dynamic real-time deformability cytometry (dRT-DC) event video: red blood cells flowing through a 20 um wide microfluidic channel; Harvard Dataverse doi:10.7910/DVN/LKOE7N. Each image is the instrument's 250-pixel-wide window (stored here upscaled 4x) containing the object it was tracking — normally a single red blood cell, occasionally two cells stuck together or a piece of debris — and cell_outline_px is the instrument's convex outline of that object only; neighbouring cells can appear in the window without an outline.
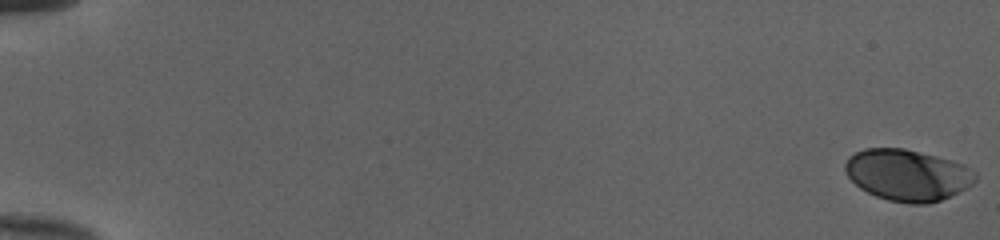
{"species": "human", "species_latin": "Homo sapiens", "temperature_condition": "cold", "stored_images_in_passage": 53, "camera_frame_rate_fps": 3000, "um_per_image_px": 0.085, "donor": {"sex": "female"}, "frame": {"image": 1, "passage_image": 1, "time_ms": 0.0, "image_size_px": [1000, 240], "cell_outline_px": [[976, 180], [972, 184], [940, 200], [924, 204], [912, 204], [888, 200], [876, 196], [860, 188], [848, 176], [844, 168], [844, 164], [848, 156], [864, 148], [904, 148], [952, 160], [964, 164], [976, 172]], "centroid_in_image_um": [77.12, 14.86], "position_along_channel_um": 7.9, "area_um2": 38.84}}
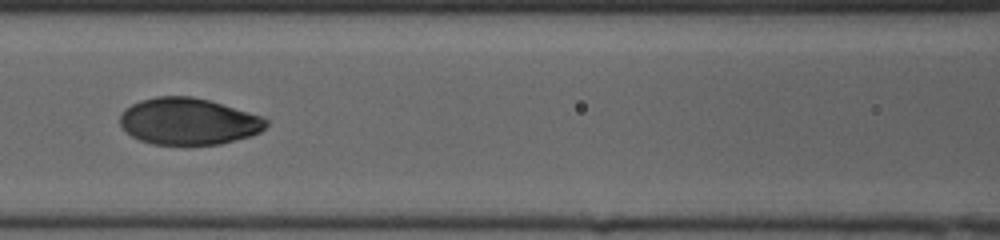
{"frame": {"image": 2, "passage_image": 26, "time_ms": 8.333, "image_size_px": [1000, 240], "cell_outline_px": [[268, 124], [260, 132], [252, 136], [220, 144], [188, 148], [184, 148], [152, 144], [140, 140], [132, 136], [120, 124], [120, 116], [124, 108], [140, 100], [156, 96], [192, 96], [208, 100], [248, 112], [260, 116], [268, 120]], "centroid_in_image_um": [16.0, 10.36], "position_along_channel_um": 150.6, "area_um2": 40.63}}
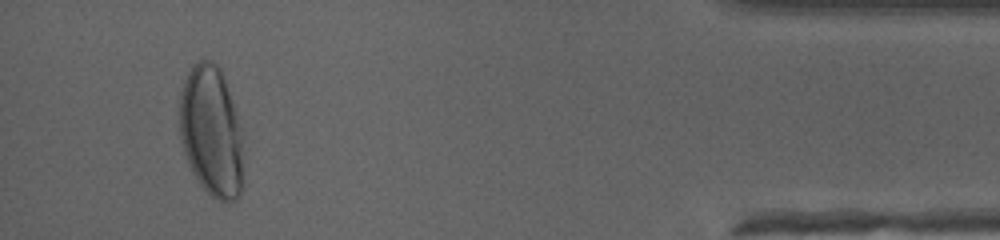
{"frame": {"image": 3, "passage_image": 50, "time_ms": 16.333, "image_size_px": [1000, 240], "cell_outline_px": [[244, 132], [240, 196], [236, 200], [220, 200], [212, 196], [196, 180], [188, 164], [184, 152], [180, 136], [180, 92], [184, 80], [192, 64], [200, 60], [212, 60], [220, 68], [244, 128]], "centroid_in_image_um": [17.99, 11.14], "position_along_channel_um": 417.2, "area_um2": 49.3}, "authors_computed_cell_mechanics": {"area_um2": 40.0554, "velocity_mm_per_s": 4.0, "shape_relaxation_time_tau1_ms": 3.5735, "shape_relaxation_time_tau2_ms": null, "deformation_change_tau1": 0.1942, "deformation_change_tau2": null}}